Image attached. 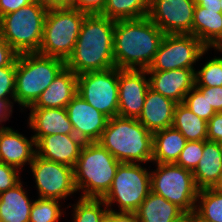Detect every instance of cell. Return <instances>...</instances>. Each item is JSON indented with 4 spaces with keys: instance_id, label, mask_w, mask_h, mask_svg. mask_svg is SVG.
Instances as JSON below:
<instances>
[{
    "instance_id": "cell-11",
    "label": "cell",
    "mask_w": 222,
    "mask_h": 222,
    "mask_svg": "<svg viewBox=\"0 0 222 222\" xmlns=\"http://www.w3.org/2000/svg\"><path fill=\"white\" fill-rule=\"evenodd\" d=\"M209 50L191 34H165L153 62L146 71L195 69L193 64Z\"/></svg>"
},
{
    "instance_id": "cell-32",
    "label": "cell",
    "mask_w": 222,
    "mask_h": 222,
    "mask_svg": "<svg viewBox=\"0 0 222 222\" xmlns=\"http://www.w3.org/2000/svg\"><path fill=\"white\" fill-rule=\"evenodd\" d=\"M183 104L196 116L207 122L217 113L207 101L206 94L196 84L185 95Z\"/></svg>"
},
{
    "instance_id": "cell-30",
    "label": "cell",
    "mask_w": 222,
    "mask_h": 222,
    "mask_svg": "<svg viewBox=\"0 0 222 222\" xmlns=\"http://www.w3.org/2000/svg\"><path fill=\"white\" fill-rule=\"evenodd\" d=\"M73 207V222H106L108 207L103 199L80 198ZM102 206H105L104 209Z\"/></svg>"
},
{
    "instance_id": "cell-22",
    "label": "cell",
    "mask_w": 222,
    "mask_h": 222,
    "mask_svg": "<svg viewBox=\"0 0 222 222\" xmlns=\"http://www.w3.org/2000/svg\"><path fill=\"white\" fill-rule=\"evenodd\" d=\"M28 126L35 132L33 136L51 134H74L66 108H31Z\"/></svg>"
},
{
    "instance_id": "cell-25",
    "label": "cell",
    "mask_w": 222,
    "mask_h": 222,
    "mask_svg": "<svg viewBox=\"0 0 222 222\" xmlns=\"http://www.w3.org/2000/svg\"><path fill=\"white\" fill-rule=\"evenodd\" d=\"M34 200L28 198L20 181L14 187L0 193V222H29Z\"/></svg>"
},
{
    "instance_id": "cell-4",
    "label": "cell",
    "mask_w": 222,
    "mask_h": 222,
    "mask_svg": "<svg viewBox=\"0 0 222 222\" xmlns=\"http://www.w3.org/2000/svg\"><path fill=\"white\" fill-rule=\"evenodd\" d=\"M121 162L98 142L84 143L74 167L80 198L102 199L109 191Z\"/></svg>"
},
{
    "instance_id": "cell-17",
    "label": "cell",
    "mask_w": 222,
    "mask_h": 222,
    "mask_svg": "<svg viewBox=\"0 0 222 222\" xmlns=\"http://www.w3.org/2000/svg\"><path fill=\"white\" fill-rule=\"evenodd\" d=\"M195 69L179 68L169 71H147L150 88L155 92L183 103L185 95L195 86Z\"/></svg>"
},
{
    "instance_id": "cell-38",
    "label": "cell",
    "mask_w": 222,
    "mask_h": 222,
    "mask_svg": "<svg viewBox=\"0 0 222 222\" xmlns=\"http://www.w3.org/2000/svg\"><path fill=\"white\" fill-rule=\"evenodd\" d=\"M106 0H76L75 9L87 14H100L105 6Z\"/></svg>"
},
{
    "instance_id": "cell-1",
    "label": "cell",
    "mask_w": 222,
    "mask_h": 222,
    "mask_svg": "<svg viewBox=\"0 0 222 222\" xmlns=\"http://www.w3.org/2000/svg\"><path fill=\"white\" fill-rule=\"evenodd\" d=\"M114 26V20L101 14H87L66 67L76 75L114 68Z\"/></svg>"
},
{
    "instance_id": "cell-26",
    "label": "cell",
    "mask_w": 222,
    "mask_h": 222,
    "mask_svg": "<svg viewBox=\"0 0 222 222\" xmlns=\"http://www.w3.org/2000/svg\"><path fill=\"white\" fill-rule=\"evenodd\" d=\"M187 140L173 127L153 133L152 161L159 164L176 163Z\"/></svg>"
},
{
    "instance_id": "cell-21",
    "label": "cell",
    "mask_w": 222,
    "mask_h": 222,
    "mask_svg": "<svg viewBox=\"0 0 222 222\" xmlns=\"http://www.w3.org/2000/svg\"><path fill=\"white\" fill-rule=\"evenodd\" d=\"M192 35L207 48L222 52V13L221 10H208L195 5Z\"/></svg>"
},
{
    "instance_id": "cell-7",
    "label": "cell",
    "mask_w": 222,
    "mask_h": 222,
    "mask_svg": "<svg viewBox=\"0 0 222 222\" xmlns=\"http://www.w3.org/2000/svg\"><path fill=\"white\" fill-rule=\"evenodd\" d=\"M86 15L75 8H48L38 53L66 62L74 50Z\"/></svg>"
},
{
    "instance_id": "cell-31",
    "label": "cell",
    "mask_w": 222,
    "mask_h": 222,
    "mask_svg": "<svg viewBox=\"0 0 222 222\" xmlns=\"http://www.w3.org/2000/svg\"><path fill=\"white\" fill-rule=\"evenodd\" d=\"M60 200L38 198L33 202L29 222H58L63 212Z\"/></svg>"
},
{
    "instance_id": "cell-20",
    "label": "cell",
    "mask_w": 222,
    "mask_h": 222,
    "mask_svg": "<svg viewBox=\"0 0 222 222\" xmlns=\"http://www.w3.org/2000/svg\"><path fill=\"white\" fill-rule=\"evenodd\" d=\"M77 78L66 66L30 108H66L77 94Z\"/></svg>"
},
{
    "instance_id": "cell-48",
    "label": "cell",
    "mask_w": 222,
    "mask_h": 222,
    "mask_svg": "<svg viewBox=\"0 0 222 222\" xmlns=\"http://www.w3.org/2000/svg\"><path fill=\"white\" fill-rule=\"evenodd\" d=\"M220 2H221L220 6H221V13H222V0H220Z\"/></svg>"
},
{
    "instance_id": "cell-36",
    "label": "cell",
    "mask_w": 222,
    "mask_h": 222,
    "mask_svg": "<svg viewBox=\"0 0 222 222\" xmlns=\"http://www.w3.org/2000/svg\"><path fill=\"white\" fill-rule=\"evenodd\" d=\"M19 173V169L0 162V193L14 187L21 181Z\"/></svg>"
},
{
    "instance_id": "cell-29",
    "label": "cell",
    "mask_w": 222,
    "mask_h": 222,
    "mask_svg": "<svg viewBox=\"0 0 222 222\" xmlns=\"http://www.w3.org/2000/svg\"><path fill=\"white\" fill-rule=\"evenodd\" d=\"M195 212L209 222H222V192L215 188L200 189Z\"/></svg>"
},
{
    "instance_id": "cell-19",
    "label": "cell",
    "mask_w": 222,
    "mask_h": 222,
    "mask_svg": "<svg viewBox=\"0 0 222 222\" xmlns=\"http://www.w3.org/2000/svg\"><path fill=\"white\" fill-rule=\"evenodd\" d=\"M176 102L149 87L137 120L151 133L172 127Z\"/></svg>"
},
{
    "instance_id": "cell-3",
    "label": "cell",
    "mask_w": 222,
    "mask_h": 222,
    "mask_svg": "<svg viewBox=\"0 0 222 222\" xmlns=\"http://www.w3.org/2000/svg\"><path fill=\"white\" fill-rule=\"evenodd\" d=\"M98 143L121 163L152 162L153 133L136 118H110Z\"/></svg>"
},
{
    "instance_id": "cell-6",
    "label": "cell",
    "mask_w": 222,
    "mask_h": 222,
    "mask_svg": "<svg viewBox=\"0 0 222 222\" xmlns=\"http://www.w3.org/2000/svg\"><path fill=\"white\" fill-rule=\"evenodd\" d=\"M48 7L40 0L0 17V35L17 53L39 52Z\"/></svg>"
},
{
    "instance_id": "cell-9",
    "label": "cell",
    "mask_w": 222,
    "mask_h": 222,
    "mask_svg": "<svg viewBox=\"0 0 222 222\" xmlns=\"http://www.w3.org/2000/svg\"><path fill=\"white\" fill-rule=\"evenodd\" d=\"M140 163H120L112 185L102 198L111 210L117 202L118 212H136L151 191L150 171Z\"/></svg>"
},
{
    "instance_id": "cell-2",
    "label": "cell",
    "mask_w": 222,
    "mask_h": 222,
    "mask_svg": "<svg viewBox=\"0 0 222 222\" xmlns=\"http://www.w3.org/2000/svg\"><path fill=\"white\" fill-rule=\"evenodd\" d=\"M165 33L147 16L117 20L113 54L118 69H148Z\"/></svg>"
},
{
    "instance_id": "cell-47",
    "label": "cell",
    "mask_w": 222,
    "mask_h": 222,
    "mask_svg": "<svg viewBox=\"0 0 222 222\" xmlns=\"http://www.w3.org/2000/svg\"><path fill=\"white\" fill-rule=\"evenodd\" d=\"M216 190L221 191L222 192V173H221V177L219 182L216 184V186L214 187Z\"/></svg>"
},
{
    "instance_id": "cell-33",
    "label": "cell",
    "mask_w": 222,
    "mask_h": 222,
    "mask_svg": "<svg viewBox=\"0 0 222 222\" xmlns=\"http://www.w3.org/2000/svg\"><path fill=\"white\" fill-rule=\"evenodd\" d=\"M196 85L198 87L222 86V57L212 58L202 68L195 71Z\"/></svg>"
},
{
    "instance_id": "cell-35",
    "label": "cell",
    "mask_w": 222,
    "mask_h": 222,
    "mask_svg": "<svg viewBox=\"0 0 222 222\" xmlns=\"http://www.w3.org/2000/svg\"><path fill=\"white\" fill-rule=\"evenodd\" d=\"M203 149L204 141H187L175 164L193 171L203 156Z\"/></svg>"
},
{
    "instance_id": "cell-8",
    "label": "cell",
    "mask_w": 222,
    "mask_h": 222,
    "mask_svg": "<svg viewBox=\"0 0 222 222\" xmlns=\"http://www.w3.org/2000/svg\"><path fill=\"white\" fill-rule=\"evenodd\" d=\"M156 170L150 171L151 191L177 205L187 215L195 211L199 188L191 170L175 163H156Z\"/></svg>"
},
{
    "instance_id": "cell-24",
    "label": "cell",
    "mask_w": 222,
    "mask_h": 222,
    "mask_svg": "<svg viewBox=\"0 0 222 222\" xmlns=\"http://www.w3.org/2000/svg\"><path fill=\"white\" fill-rule=\"evenodd\" d=\"M197 167L192 171L199 189L214 188L222 173V148L219 142L204 140V149Z\"/></svg>"
},
{
    "instance_id": "cell-37",
    "label": "cell",
    "mask_w": 222,
    "mask_h": 222,
    "mask_svg": "<svg viewBox=\"0 0 222 222\" xmlns=\"http://www.w3.org/2000/svg\"><path fill=\"white\" fill-rule=\"evenodd\" d=\"M207 140L222 142V112H217L207 122Z\"/></svg>"
},
{
    "instance_id": "cell-27",
    "label": "cell",
    "mask_w": 222,
    "mask_h": 222,
    "mask_svg": "<svg viewBox=\"0 0 222 222\" xmlns=\"http://www.w3.org/2000/svg\"><path fill=\"white\" fill-rule=\"evenodd\" d=\"M172 127L187 141L207 140V121L196 116L183 103L175 106Z\"/></svg>"
},
{
    "instance_id": "cell-42",
    "label": "cell",
    "mask_w": 222,
    "mask_h": 222,
    "mask_svg": "<svg viewBox=\"0 0 222 222\" xmlns=\"http://www.w3.org/2000/svg\"><path fill=\"white\" fill-rule=\"evenodd\" d=\"M106 222H139L134 212H117L108 210Z\"/></svg>"
},
{
    "instance_id": "cell-44",
    "label": "cell",
    "mask_w": 222,
    "mask_h": 222,
    "mask_svg": "<svg viewBox=\"0 0 222 222\" xmlns=\"http://www.w3.org/2000/svg\"><path fill=\"white\" fill-rule=\"evenodd\" d=\"M13 108L5 101L0 100V125L1 122H6L12 115ZM6 128V126H1L0 129Z\"/></svg>"
},
{
    "instance_id": "cell-28",
    "label": "cell",
    "mask_w": 222,
    "mask_h": 222,
    "mask_svg": "<svg viewBox=\"0 0 222 222\" xmlns=\"http://www.w3.org/2000/svg\"><path fill=\"white\" fill-rule=\"evenodd\" d=\"M149 0H106L100 13L111 20L143 18L148 15Z\"/></svg>"
},
{
    "instance_id": "cell-5",
    "label": "cell",
    "mask_w": 222,
    "mask_h": 222,
    "mask_svg": "<svg viewBox=\"0 0 222 222\" xmlns=\"http://www.w3.org/2000/svg\"><path fill=\"white\" fill-rule=\"evenodd\" d=\"M65 66L64 60L38 52L18 54L15 102L25 109L32 106Z\"/></svg>"
},
{
    "instance_id": "cell-13",
    "label": "cell",
    "mask_w": 222,
    "mask_h": 222,
    "mask_svg": "<svg viewBox=\"0 0 222 222\" xmlns=\"http://www.w3.org/2000/svg\"><path fill=\"white\" fill-rule=\"evenodd\" d=\"M193 0H149L147 17L165 34H191Z\"/></svg>"
},
{
    "instance_id": "cell-16",
    "label": "cell",
    "mask_w": 222,
    "mask_h": 222,
    "mask_svg": "<svg viewBox=\"0 0 222 222\" xmlns=\"http://www.w3.org/2000/svg\"><path fill=\"white\" fill-rule=\"evenodd\" d=\"M36 155L43 159L75 167L84 142L74 134L33 136Z\"/></svg>"
},
{
    "instance_id": "cell-43",
    "label": "cell",
    "mask_w": 222,
    "mask_h": 222,
    "mask_svg": "<svg viewBox=\"0 0 222 222\" xmlns=\"http://www.w3.org/2000/svg\"><path fill=\"white\" fill-rule=\"evenodd\" d=\"M48 8H75L76 0H40Z\"/></svg>"
},
{
    "instance_id": "cell-15",
    "label": "cell",
    "mask_w": 222,
    "mask_h": 222,
    "mask_svg": "<svg viewBox=\"0 0 222 222\" xmlns=\"http://www.w3.org/2000/svg\"><path fill=\"white\" fill-rule=\"evenodd\" d=\"M74 135L84 143L98 142L109 118L76 94L66 106Z\"/></svg>"
},
{
    "instance_id": "cell-39",
    "label": "cell",
    "mask_w": 222,
    "mask_h": 222,
    "mask_svg": "<svg viewBox=\"0 0 222 222\" xmlns=\"http://www.w3.org/2000/svg\"><path fill=\"white\" fill-rule=\"evenodd\" d=\"M205 94L207 101L216 112H222V86L199 87Z\"/></svg>"
},
{
    "instance_id": "cell-41",
    "label": "cell",
    "mask_w": 222,
    "mask_h": 222,
    "mask_svg": "<svg viewBox=\"0 0 222 222\" xmlns=\"http://www.w3.org/2000/svg\"><path fill=\"white\" fill-rule=\"evenodd\" d=\"M17 55L0 35V68L9 66L17 58Z\"/></svg>"
},
{
    "instance_id": "cell-10",
    "label": "cell",
    "mask_w": 222,
    "mask_h": 222,
    "mask_svg": "<svg viewBox=\"0 0 222 222\" xmlns=\"http://www.w3.org/2000/svg\"><path fill=\"white\" fill-rule=\"evenodd\" d=\"M119 69L86 72L78 75L77 94L109 119L118 116Z\"/></svg>"
},
{
    "instance_id": "cell-34",
    "label": "cell",
    "mask_w": 222,
    "mask_h": 222,
    "mask_svg": "<svg viewBox=\"0 0 222 222\" xmlns=\"http://www.w3.org/2000/svg\"><path fill=\"white\" fill-rule=\"evenodd\" d=\"M15 83L16 59L9 66L0 68V100L7 102L12 108L15 102Z\"/></svg>"
},
{
    "instance_id": "cell-14",
    "label": "cell",
    "mask_w": 222,
    "mask_h": 222,
    "mask_svg": "<svg viewBox=\"0 0 222 222\" xmlns=\"http://www.w3.org/2000/svg\"><path fill=\"white\" fill-rule=\"evenodd\" d=\"M149 87V75L146 69H119L118 116L137 119L141 114Z\"/></svg>"
},
{
    "instance_id": "cell-45",
    "label": "cell",
    "mask_w": 222,
    "mask_h": 222,
    "mask_svg": "<svg viewBox=\"0 0 222 222\" xmlns=\"http://www.w3.org/2000/svg\"><path fill=\"white\" fill-rule=\"evenodd\" d=\"M195 5L207 8L208 10H221L220 0H193Z\"/></svg>"
},
{
    "instance_id": "cell-18",
    "label": "cell",
    "mask_w": 222,
    "mask_h": 222,
    "mask_svg": "<svg viewBox=\"0 0 222 222\" xmlns=\"http://www.w3.org/2000/svg\"><path fill=\"white\" fill-rule=\"evenodd\" d=\"M36 141L30 140L13 128L0 129V162L11 165L19 170L34 160L36 155Z\"/></svg>"
},
{
    "instance_id": "cell-46",
    "label": "cell",
    "mask_w": 222,
    "mask_h": 222,
    "mask_svg": "<svg viewBox=\"0 0 222 222\" xmlns=\"http://www.w3.org/2000/svg\"><path fill=\"white\" fill-rule=\"evenodd\" d=\"M187 222H209L202 219L195 211L187 215Z\"/></svg>"
},
{
    "instance_id": "cell-40",
    "label": "cell",
    "mask_w": 222,
    "mask_h": 222,
    "mask_svg": "<svg viewBox=\"0 0 222 222\" xmlns=\"http://www.w3.org/2000/svg\"><path fill=\"white\" fill-rule=\"evenodd\" d=\"M36 0H0V17L35 2Z\"/></svg>"
},
{
    "instance_id": "cell-12",
    "label": "cell",
    "mask_w": 222,
    "mask_h": 222,
    "mask_svg": "<svg viewBox=\"0 0 222 222\" xmlns=\"http://www.w3.org/2000/svg\"><path fill=\"white\" fill-rule=\"evenodd\" d=\"M35 177L38 198L66 199L77 192L74 181V168L35 155L30 164Z\"/></svg>"
},
{
    "instance_id": "cell-23",
    "label": "cell",
    "mask_w": 222,
    "mask_h": 222,
    "mask_svg": "<svg viewBox=\"0 0 222 222\" xmlns=\"http://www.w3.org/2000/svg\"><path fill=\"white\" fill-rule=\"evenodd\" d=\"M135 213L139 222H187L181 208L152 191Z\"/></svg>"
}]
</instances>
